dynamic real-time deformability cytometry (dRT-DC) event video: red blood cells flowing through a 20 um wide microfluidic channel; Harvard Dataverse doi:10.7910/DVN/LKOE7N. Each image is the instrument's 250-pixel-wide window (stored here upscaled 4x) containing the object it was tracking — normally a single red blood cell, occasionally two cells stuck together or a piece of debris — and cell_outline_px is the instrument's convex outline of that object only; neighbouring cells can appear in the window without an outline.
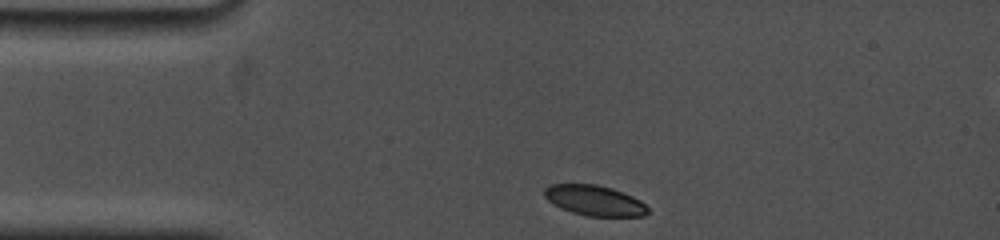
{"species": "common noctule bat (a hibernating species)", "species_latin": "Nyctalus noctula", "temperature_condition": "cold", "stored_images_in_passage": 36, "camera_frame_rate_fps": 5000, "um_per_image_px": 0.085, "animal": {"sex": "female", "body_mass_g": 19.0, "forearm_length_mm": 53.3}, "frame": {"image": 1, "passage_image": 1, "time_ms": 0.0, "image_size_px": [1000, 240], "cell_outline_px": [[648, 212], [644, 216], [588, 216], [572, 212], [560, 208], [552, 204], [544, 196], [544, 188], [548, 184], [596, 184], [612, 188], [632, 196], [640, 200], [648, 208]], "centroid_in_image_um": [50.5, 17.03], "position_along_channel_um": 34.5, "area_um2": 18.32}}
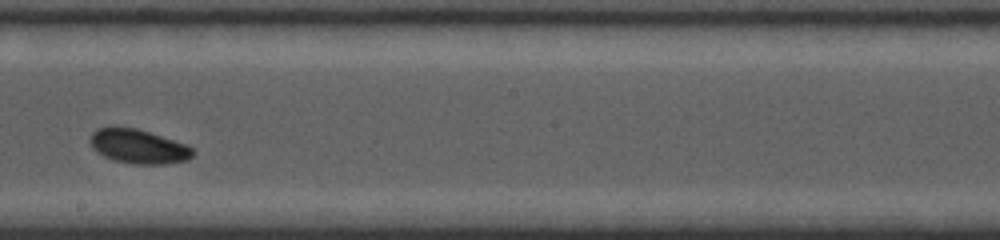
{"frame": {"image": 2, "passage_image": 21, "time_ms": 6.4, "image_size_px": [1000, 240], "cell_outline_px": [[196, 152], [188, 160], [164, 164], [132, 164], [112, 160], [104, 156], [92, 148], [88, 140], [88, 136], [96, 128], [112, 124], [116, 124], [136, 128], [184, 144], [192, 148]], "centroid_in_image_um": [11.67, 12.41], "position_along_channel_um": 236.5, "area_um2": 20.98}}
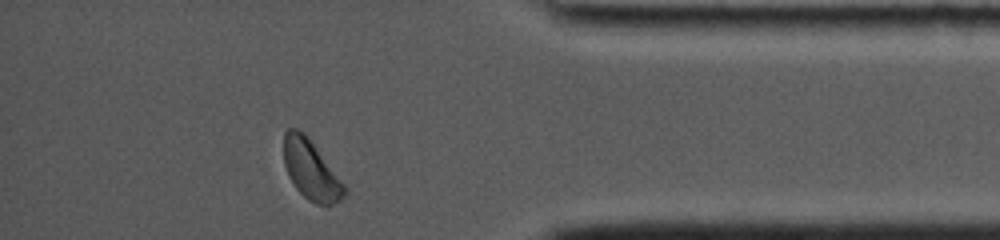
{"frame": {"image": 3, "passage_image": 36, "time_ms": 11.4, "image_size_px": [1000, 240], "cell_outline_px": [[348, 192], [340, 200], [332, 204], [316, 204], [308, 200], [296, 188], [288, 176], [284, 164], [284, 132], [288, 128], [296, 128], [304, 132], [308, 136], [348, 188]], "centroid_in_image_um": [26.44, 14.43], "position_along_channel_um": 408.8, "area_um2": 21.15}, "authors_computed_cell_mechanics": {"area_um2": 20.6346, "velocity_mm_per_s": 3.7012, "shape_relaxation_time_tau1_ms": 2.9045, "shape_relaxation_time_tau2_ms": null, "deformation_change_tau1": 0.0757, "deformation_change_tau2": null}}